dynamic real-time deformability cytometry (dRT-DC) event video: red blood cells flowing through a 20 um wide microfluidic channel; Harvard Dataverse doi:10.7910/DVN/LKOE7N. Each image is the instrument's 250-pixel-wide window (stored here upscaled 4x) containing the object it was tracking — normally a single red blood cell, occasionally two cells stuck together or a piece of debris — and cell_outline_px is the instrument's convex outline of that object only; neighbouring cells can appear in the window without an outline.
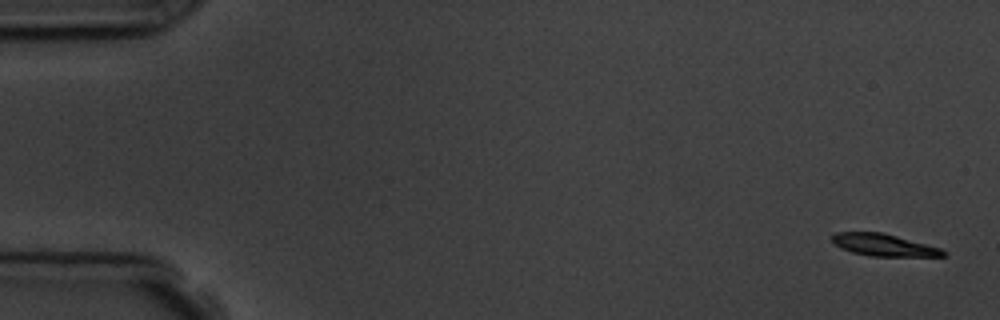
{"species": "common noctule bat (a hibernating species)", "species_latin": "Nyctalus noctula", "temperature_condition": "room temperature", "stored_images_in_passage": 5, "camera_frame_rate_fps": 3000, "um_per_image_px": 0.085, "animal": {"sex": "male", "body_mass_g": 19.5, "forearm_length_mm": 54.6}, "frame": {"image": 1, "passage_image": 1, "time_ms": 0.0, "image_size_px": [1000, 320], "cell_outline_px": [[948, 256], [872, 256], [852, 252], [840, 248], [832, 240], [832, 236], [836, 232], [884, 232], [940, 248], [948, 252]], "centroid_in_image_um": [75.15, 20.82], "position_along_channel_um": 9.9, "area_um2": 14.28}}
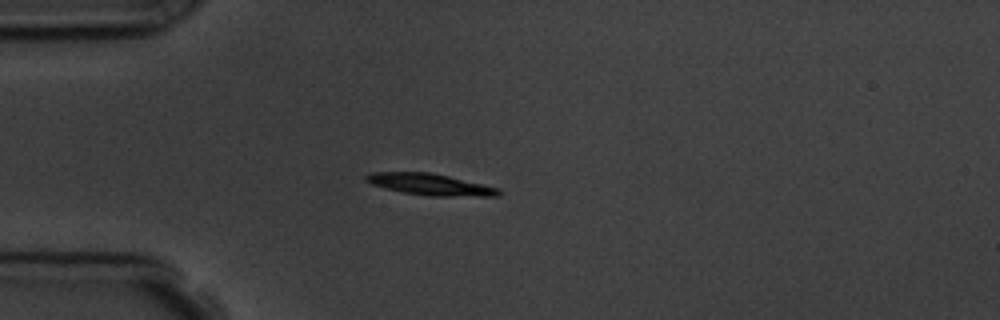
{"frame": {"image": 2, "passage_image": 5, "time_ms": 4.333, "image_size_px": [1000, 320], "cell_outline_px": [[500, 196], [428, 196], [404, 192], [384, 188], [372, 184], [364, 180], [364, 176], [372, 172], [428, 172], [448, 176], [500, 188]], "centroid_in_image_um": [36.55, 15.68], "position_along_channel_um": 48.4, "area_um2": 16.53}}